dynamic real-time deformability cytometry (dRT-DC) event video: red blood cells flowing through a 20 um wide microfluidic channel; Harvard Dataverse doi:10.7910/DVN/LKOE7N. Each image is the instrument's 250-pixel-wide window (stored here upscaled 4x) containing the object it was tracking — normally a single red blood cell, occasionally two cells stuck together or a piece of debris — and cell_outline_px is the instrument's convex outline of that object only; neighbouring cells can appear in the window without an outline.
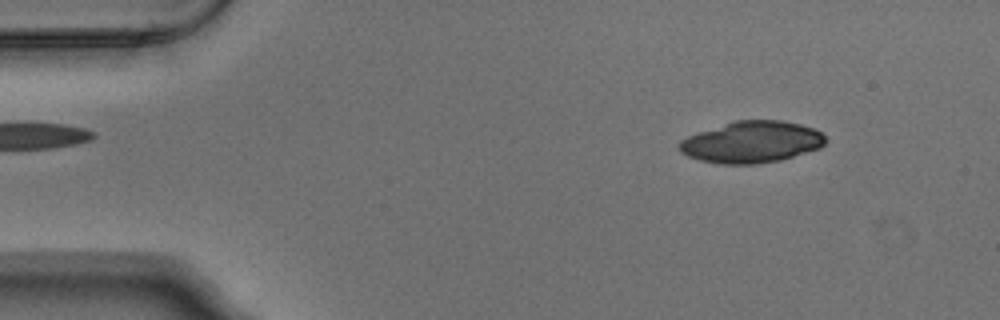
{"species": "Egyptian fruit bat (a non-hibernating species)", "species_latin": "Rousettus aegyptiacus", "temperature_condition": "warm", "stored_images_in_passage": 3, "camera_frame_rate_fps": 3000, "um_per_image_px": 0.085, "animal": {"sex": "male"}, "frame": {"image": 1, "passage_image": 1, "time_ms": 0.0, "image_size_px": [1000, 320], "cell_outline_px": [[824, 144], [820, 148], [780, 160], [756, 164], [720, 164], [700, 160], [688, 156], [680, 152], [676, 148], [680, 140], [688, 136], [736, 120], [780, 120], [800, 124], [812, 128], [820, 132], [824, 136]], "centroid_in_image_um": [63.86, 12.08], "position_along_channel_um": 21.1, "area_um2": 35.2}}